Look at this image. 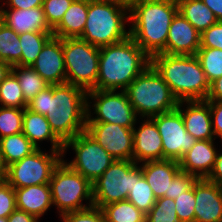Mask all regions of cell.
I'll return each instance as SVG.
<instances>
[{"label":"cell","instance_id":"6da1fadb","mask_svg":"<svg viewBox=\"0 0 222 222\" xmlns=\"http://www.w3.org/2000/svg\"><path fill=\"white\" fill-rule=\"evenodd\" d=\"M87 92L73 84L49 85L40 91L27 107L44 115L54 134L63 142L85 131Z\"/></svg>","mask_w":222,"mask_h":222},{"label":"cell","instance_id":"7a4b0ae2","mask_svg":"<svg viewBox=\"0 0 222 222\" xmlns=\"http://www.w3.org/2000/svg\"><path fill=\"white\" fill-rule=\"evenodd\" d=\"M130 36L151 58L165 53L166 42L178 4L162 0H129Z\"/></svg>","mask_w":222,"mask_h":222},{"label":"cell","instance_id":"3957f363","mask_svg":"<svg viewBox=\"0 0 222 222\" xmlns=\"http://www.w3.org/2000/svg\"><path fill=\"white\" fill-rule=\"evenodd\" d=\"M149 65L150 57L131 36L101 47L95 90H125Z\"/></svg>","mask_w":222,"mask_h":222},{"label":"cell","instance_id":"277c9868","mask_svg":"<svg viewBox=\"0 0 222 222\" xmlns=\"http://www.w3.org/2000/svg\"><path fill=\"white\" fill-rule=\"evenodd\" d=\"M150 64L178 101L206 100L210 83L196 55L159 53L150 58Z\"/></svg>","mask_w":222,"mask_h":222},{"label":"cell","instance_id":"5b68a950","mask_svg":"<svg viewBox=\"0 0 222 222\" xmlns=\"http://www.w3.org/2000/svg\"><path fill=\"white\" fill-rule=\"evenodd\" d=\"M129 3L123 1H89L86 25L80 39L101 48L130 36Z\"/></svg>","mask_w":222,"mask_h":222},{"label":"cell","instance_id":"8992f818","mask_svg":"<svg viewBox=\"0 0 222 222\" xmlns=\"http://www.w3.org/2000/svg\"><path fill=\"white\" fill-rule=\"evenodd\" d=\"M124 91L139 119L172 111L179 104L168 84L151 64Z\"/></svg>","mask_w":222,"mask_h":222},{"label":"cell","instance_id":"52a82bcc","mask_svg":"<svg viewBox=\"0 0 222 222\" xmlns=\"http://www.w3.org/2000/svg\"><path fill=\"white\" fill-rule=\"evenodd\" d=\"M49 184L53 206L57 207L59 215L93 205L92 183L63 160L54 168ZM84 200L89 203L83 204Z\"/></svg>","mask_w":222,"mask_h":222},{"label":"cell","instance_id":"ba28073f","mask_svg":"<svg viewBox=\"0 0 222 222\" xmlns=\"http://www.w3.org/2000/svg\"><path fill=\"white\" fill-rule=\"evenodd\" d=\"M66 82L95 90L99 73V48L80 38L63 39Z\"/></svg>","mask_w":222,"mask_h":222},{"label":"cell","instance_id":"9c48e42d","mask_svg":"<svg viewBox=\"0 0 222 222\" xmlns=\"http://www.w3.org/2000/svg\"><path fill=\"white\" fill-rule=\"evenodd\" d=\"M86 108V122L113 123L127 128H133L137 124V115L124 90H90L87 92ZM94 114L95 117L92 116Z\"/></svg>","mask_w":222,"mask_h":222},{"label":"cell","instance_id":"30bf717a","mask_svg":"<svg viewBox=\"0 0 222 222\" xmlns=\"http://www.w3.org/2000/svg\"><path fill=\"white\" fill-rule=\"evenodd\" d=\"M70 148L74 150L75 158L68 163L64 158L62 160L91 183L96 181L116 160L86 131L64 143L62 157Z\"/></svg>","mask_w":222,"mask_h":222},{"label":"cell","instance_id":"8fae6325","mask_svg":"<svg viewBox=\"0 0 222 222\" xmlns=\"http://www.w3.org/2000/svg\"><path fill=\"white\" fill-rule=\"evenodd\" d=\"M62 152L50 149L48 154L38 148L7 167L6 181L13 188L50 183L54 168L63 158Z\"/></svg>","mask_w":222,"mask_h":222},{"label":"cell","instance_id":"7c38bea8","mask_svg":"<svg viewBox=\"0 0 222 222\" xmlns=\"http://www.w3.org/2000/svg\"><path fill=\"white\" fill-rule=\"evenodd\" d=\"M133 160H115L104 173L92 183L93 205L102 208L104 205L127 200L134 186Z\"/></svg>","mask_w":222,"mask_h":222},{"label":"cell","instance_id":"4fadbf2b","mask_svg":"<svg viewBox=\"0 0 222 222\" xmlns=\"http://www.w3.org/2000/svg\"><path fill=\"white\" fill-rule=\"evenodd\" d=\"M161 135L164 159L178 161L196 143V139L186 131L182 115L176 108L151 117Z\"/></svg>","mask_w":222,"mask_h":222},{"label":"cell","instance_id":"5bb4252c","mask_svg":"<svg viewBox=\"0 0 222 222\" xmlns=\"http://www.w3.org/2000/svg\"><path fill=\"white\" fill-rule=\"evenodd\" d=\"M85 131L116 160H133V128L106 122H86Z\"/></svg>","mask_w":222,"mask_h":222},{"label":"cell","instance_id":"9a60e30c","mask_svg":"<svg viewBox=\"0 0 222 222\" xmlns=\"http://www.w3.org/2000/svg\"><path fill=\"white\" fill-rule=\"evenodd\" d=\"M49 85L66 83L63 39L52 36L31 66Z\"/></svg>","mask_w":222,"mask_h":222},{"label":"cell","instance_id":"2e32d148","mask_svg":"<svg viewBox=\"0 0 222 222\" xmlns=\"http://www.w3.org/2000/svg\"><path fill=\"white\" fill-rule=\"evenodd\" d=\"M194 222H222V186L207 180L194 183Z\"/></svg>","mask_w":222,"mask_h":222},{"label":"cell","instance_id":"e0dca14e","mask_svg":"<svg viewBox=\"0 0 222 222\" xmlns=\"http://www.w3.org/2000/svg\"><path fill=\"white\" fill-rule=\"evenodd\" d=\"M142 121L137 130L133 127V161L140 164L164 160L162 139L155 122L151 118Z\"/></svg>","mask_w":222,"mask_h":222},{"label":"cell","instance_id":"ac0fdd59","mask_svg":"<svg viewBox=\"0 0 222 222\" xmlns=\"http://www.w3.org/2000/svg\"><path fill=\"white\" fill-rule=\"evenodd\" d=\"M177 109L182 115L186 131L196 140L216 139L212 129V118L208 101H179Z\"/></svg>","mask_w":222,"mask_h":222},{"label":"cell","instance_id":"d6986e66","mask_svg":"<svg viewBox=\"0 0 222 222\" xmlns=\"http://www.w3.org/2000/svg\"><path fill=\"white\" fill-rule=\"evenodd\" d=\"M201 34L178 11L169 27L166 54L196 55Z\"/></svg>","mask_w":222,"mask_h":222},{"label":"cell","instance_id":"ffe728a7","mask_svg":"<svg viewBox=\"0 0 222 222\" xmlns=\"http://www.w3.org/2000/svg\"><path fill=\"white\" fill-rule=\"evenodd\" d=\"M217 152L214 140H197L179 160L180 169L198 179L207 178L213 169Z\"/></svg>","mask_w":222,"mask_h":222},{"label":"cell","instance_id":"44dd1931","mask_svg":"<svg viewBox=\"0 0 222 222\" xmlns=\"http://www.w3.org/2000/svg\"><path fill=\"white\" fill-rule=\"evenodd\" d=\"M0 21L17 34L53 32L46 22L42 6L30 9L7 8L6 10L0 7Z\"/></svg>","mask_w":222,"mask_h":222},{"label":"cell","instance_id":"7402d4cb","mask_svg":"<svg viewBox=\"0 0 222 222\" xmlns=\"http://www.w3.org/2000/svg\"><path fill=\"white\" fill-rule=\"evenodd\" d=\"M139 165L156 199L169 194L170 182L181 171L175 160L146 161Z\"/></svg>","mask_w":222,"mask_h":222},{"label":"cell","instance_id":"603a6c76","mask_svg":"<svg viewBox=\"0 0 222 222\" xmlns=\"http://www.w3.org/2000/svg\"><path fill=\"white\" fill-rule=\"evenodd\" d=\"M16 207L38 219L53 205L50 184L31 185L14 188Z\"/></svg>","mask_w":222,"mask_h":222},{"label":"cell","instance_id":"cb8c5ba5","mask_svg":"<svg viewBox=\"0 0 222 222\" xmlns=\"http://www.w3.org/2000/svg\"><path fill=\"white\" fill-rule=\"evenodd\" d=\"M22 133L37 147L42 141H50L51 150L63 151L64 143L54 134L48 119L41 114L34 113L24 108Z\"/></svg>","mask_w":222,"mask_h":222},{"label":"cell","instance_id":"d4e9b609","mask_svg":"<svg viewBox=\"0 0 222 222\" xmlns=\"http://www.w3.org/2000/svg\"><path fill=\"white\" fill-rule=\"evenodd\" d=\"M88 0H73L60 23L53 29L58 38H80L86 25Z\"/></svg>","mask_w":222,"mask_h":222},{"label":"cell","instance_id":"484cf974","mask_svg":"<svg viewBox=\"0 0 222 222\" xmlns=\"http://www.w3.org/2000/svg\"><path fill=\"white\" fill-rule=\"evenodd\" d=\"M178 11L200 34L218 22L202 0H181L178 3Z\"/></svg>","mask_w":222,"mask_h":222},{"label":"cell","instance_id":"4316f807","mask_svg":"<svg viewBox=\"0 0 222 222\" xmlns=\"http://www.w3.org/2000/svg\"><path fill=\"white\" fill-rule=\"evenodd\" d=\"M37 149L22 132L0 138V151L6 167L20 161Z\"/></svg>","mask_w":222,"mask_h":222},{"label":"cell","instance_id":"83f0119b","mask_svg":"<svg viewBox=\"0 0 222 222\" xmlns=\"http://www.w3.org/2000/svg\"><path fill=\"white\" fill-rule=\"evenodd\" d=\"M127 200L144 214L151 210L157 200L143 176L141 166L137 163L134 165V186L130 190Z\"/></svg>","mask_w":222,"mask_h":222},{"label":"cell","instance_id":"f1b7e54d","mask_svg":"<svg viewBox=\"0 0 222 222\" xmlns=\"http://www.w3.org/2000/svg\"><path fill=\"white\" fill-rule=\"evenodd\" d=\"M53 32H26L19 34L22 48L21 61L17 66H32Z\"/></svg>","mask_w":222,"mask_h":222},{"label":"cell","instance_id":"f546056e","mask_svg":"<svg viewBox=\"0 0 222 222\" xmlns=\"http://www.w3.org/2000/svg\"><path fill=\"white\" fill-rule=\"evenodd\" d=\"M12 72L16 75L25 101L30 102L40 91L49 84L30 66H12Z\"/></svg>","mask_w":222,"mask_h":222},{"label":"cell","instance_id":"4dcf8cb0","mask_svg":"<svg viewBox=\"0 0 222 222\" xmlns=\"http://www.w3.org/2000/svg\"><path fill=\"white\" fill-rule=\"evenodd\" d=\"M105 222H145L146 214L128 200L104 205L102 208Z\"/></svg>","mask_w":222,"mask_h":222},{"label":"cell","instance_id":"1f68e13d","mask_svg":"<svg viewBox=\"0 0 222 222\" xmlns=\"http://www.w3.org/2000/svg\"><path fill=\"white\" fill-rule=\"evenodd\" d=\"M19 34L0 21V60L11 66L21 61Z\"/></svg>","mask_w":222,"mask_h":222},{"label":"cell","instance_id":"d6a6232c","mask_svg":"<svg viewBox=\"0 0 222 222\" xmlns=\"http://www.w3.org/2000/svg\"><path fill=\"white\" fill-rule=\"evenodd\" d=\"M27 102L20 88L16 75L11 71L0 84V106L26 108Z\"/></svg>","mask_w":222,"mask_h":222},{"label":"cell","instance_id":"836d02e7","mask_svg":"<svg viewBox=\"0 0 222 222\" xmlns=\"http://www.w3.org/2000/svg\"><path fill=\"white\" fill-rule=\"evenodd\" d=\"M196 57L200 61L209 83L222 76V50L218 48H199Z\"/></svg>","mask_w":222,"mask_h":222},{"label":"cell","instance_id":"e575fe53","mask_svg":"<svg viewBox=\"0 0 222 222\" xmlns=\"http://www.w3.org/2000/svg\"><path fill=\"white\" fill-rule=\"evenodd\" d=\"M23 114L24 108L0 106V138L22 132Z\"/></svg>","mask_w":222,"mask_h":222},{"label":"cell","instance_id":"d590c367","mask_svg":"<svg viewBox=\"0 0 222 222\" xmlns=\"http://www.w3.org/2000/svg\"><path fill=\"white\" fill-rule=\"evenodd\" d=\"M175 209L174 199L157 198L154 206L146 214L145 222H180Z\"/></svg>","mask_w":222,"mask_h":222},{"label":"cell","instance_id":"8d00e7d4","mask_svg":"<svg viewBox=\"0 0 222 222\" xmlns=\"http://www.w3.org/2000/svg\"><path fill=\"white\" fill-rule=\"evenodd\" d=\"M176 213L180 222H194L195 193L194 185L174 199Z\"/></svg>","mask_w":222,"mask_h":222},{"label":"cell","instance_id":"74e56055","mask_svg":"<svg viewBox=\"0 0 222 222\" xmlns=\"http://www.w3.org/2000/svg\"><path fill=\"white\" fill-rule=\"evenodd\" d=\"M73 0H44L43 10L46 22L53 30L63 18Z\"/></svg>","mask_w":222,"mask_h":222},{"label":"cell","instance_id":"f35d334b","mask_svg":"<svg viewBox=\"0 0 222 222\" xmlns=\"http://www.w3.org/2000/svg\"><path fill=\"white\" fill-rule=\"evenodd\" d=\"M60 217L62 222H105L102 209L94 205L83 210L61 214Z\"/></svg>","mask_w":222,"mask_h":222},{"label":"cell","instance_id":"ab89813d","mask_svg":"<svg viewBox=\"0 0 222 222\" xmlns=\"http://www.w3.org/2000/svg\"><path fill=\"white\" fill-rule=\"evenodd\" d=\"M197 179L194 175L180 171L170 182L169 194H165V197L175 199L184 191L191 189Z\"/></svg>","mask_w":222,"mask_h":222},{"label":"cell","instance_id":"60d3db41","mask_svg":"<svg viewBox=\"0 0 222 222\" xmlns=\"http://www.w3.org/2000/svg\"><path fill=\"white\" fill-rule=\"evenodd\" d=\"M16 195L14 188L6 181L0 187V217L8 216L16 209Z\"/></svg>","mask_w":222,"mask_h":222},{"label":"cell","instance_id":"b9f144b4","mask_svg":"<svg viewBox=\"0 0 222 222\" xmlns=\"http://www.w3.org/2000/svg\"><path fill=\"white\" fill-rule=\"evenodd\" d=\"M200 48H218L222 50V21H218L201 33Z\"/></svg>","mask_w":222,"mask_h":222},{"label":"cell","instance_id":"7bdbcfd3","mask_svg":"<svg viewBox=\"0 0 222 222\" xmlns=\"http://www.w3.org/2000/svg\"><path fill=\"white\" fill-rule=\"evenodd\" d=\"M211 118L212 129L215 138L220 137L222 142V101H208Z\"/></svg>","mask_w":222,"mask_h":222},{"label":"cell","instance_id":"ee69618b","mask_svg":"<svg viewBox=\"0 0 222 222\" xmlns=\"http://www.w3.org/2000/svg\"><path fill=\"white\" fill-rule=\"evenodd\" d=\"M43 1L44 0H6L0 7L7 5L13 9H30L42 6Z\"/></svg>","mask_w":222,"mask_h":222},{"label":"cell","instance_id":"f6af8a7d","mask_svg":"<svg viewBox=\"0 0 222 222\" xmlns=\"http://www.w3.org/2000/svg\"><path fill=\"white\" fill-rule=\"evenodd\" d=\"M206 179L222 186V153L220 151L217 152L213 169Z\"/></svg>","mask_w":222,"mask_h":222},{"label":"cell","instance_id":"bcb514c9","mask_svg":"<svg viewBox=\"0 0 222 222\" xmlns=\"http://www.w3.org/2000/svg\"><path fill=\"white\" fill-rule=\"evenodd\" d=\"M206 101H222V76L210 83Z\"/></svg>","mask_w":222,"mask_h":222},{"label":"cell","instance_id":"7dc6e473","mask_svg":"<svg viewBox=\"0 0 222 222\" xmlns=\"http://www.w3.org/2000/svg\"><path fill=\"white\" fill-rule=\"evenodd\" d=\"M7 220L8 222H39L37 217L17 208L8 216Z\"/></svg>","mask_w":222,"mask_h":222},{"label":"cell","instance_id":"c3c4849f","mask_svg":"<svg viewBox=\"0 0 222 222\" xmlns=\"http://www.w3.org/2000/svg\"><path fill=\"white\" fill-rule=\"evenodd\" d=\"M203 3L214 13L218 21H222V0H202Z\"/></svg>","mask_w":222,"mask_h":222},{"label":"cell","instance_id":"681fc988","mask_svg":"<svg viewBox=\"0 0 222 222\" xmlns=\"http://www.w3.org/2000/svg\"><path fill=\"white\" fill-rule=\"evenodd\" d=\"M12 71V66L0 60V84Z\"/></svg>","mask_w":222,"mask_h":222},{"label":"cell","instance_id":"f907efd6","mask_svg":"<svg viewBox=\"0 0 222 222\" xmlns=\"http://www.w3.org/2000/svg\"><path fill=\"white\" fill-rule=\"evenodd\" d=\"M7 167L5 166L2 158V153L0 151V175H6Z\"/></svg>","mask_w":222,"mask_h":222},{"label":"cell","instance_id":"816d5d0a","mask_svg":"<svg viewBox=\"0 0 222 222\" xmlns=\"http://www.w3.org/2000/svg\"><path fill=\"white\" fill-rule=\"evenodd\" d=\"M6 182V175H0V187Z\"/></svg>","mask_w":222,"mask_h":222},{"label":"cell","instance_id":"f5cc1de1","mask_svg":"<svg viewBox=\"0 0 222 222\" xmlns=\"http://www.w3.org/2000/svg\"><path fill=\"white\" fill-rule=\"evenodd\" d=\"M89 1H123V2H129V0H89Z\"/></svg>","mask_w":222,"mask_h":222},{"label":"cell","instance_id":"db71d44e","mask_svg":"<svg viewBox=\"0 0 222 222\" xmlns=\"http://www.w3.org/2000/svg\"><path fill=\"white\" fill-rule=\"evenodd\" d=\"M162 1H169L178 4L181 0H162Z\"/></svg>","mask_w":222,"mask_h":222},{"label":"cell","instance_id":"11a10c76","mask_svg":"<svg viewBox=\"0 0 222 222\" xmlns=\"http://www.w3.org/2000/svg\"><path fill=\"white\" fill-rule=\"evenodd\" d=\"M0 222H8L7 218L0 217Z\"/></svg>","mask_w":222,"mask_h":222}]
</instances>
